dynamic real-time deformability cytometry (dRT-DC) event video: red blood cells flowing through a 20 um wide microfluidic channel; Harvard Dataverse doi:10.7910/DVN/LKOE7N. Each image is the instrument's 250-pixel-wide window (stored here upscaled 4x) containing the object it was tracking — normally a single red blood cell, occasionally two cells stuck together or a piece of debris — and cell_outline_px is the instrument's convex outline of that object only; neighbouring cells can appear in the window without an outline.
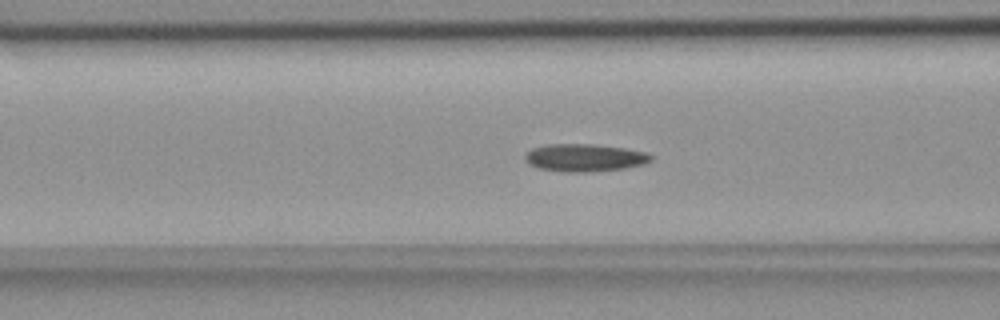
{"species": "common noctule bat (a hibernating species)", "species_latin": "Nyctalus noctula", "temperature_condition": "room temperature", "stored_images_in_passage": 40, "camera_frame_rate_fps": 3000, "um_per_image_px": 0.085, "animal": {"sex": "female", "body_mass_g": 18.4}, "frame": {"image": 1, "passage_image": 6, "time_ms": 1.667, "image_size_px": [1000, 320], "cell_outline_px": [[652, 160], [644, 164], [624, 168], [592, 172], [560, 172], [540, 168], [528, 164], [524, 160], [524, 156], [532, 148], [544, 144], [592, 144], [624, 148], [644, 152], [652, 156]], "centroid_in_image_um": [49.65, 13.41], "position_along_channel_um": 117.0, "area_um2": 20.35}}
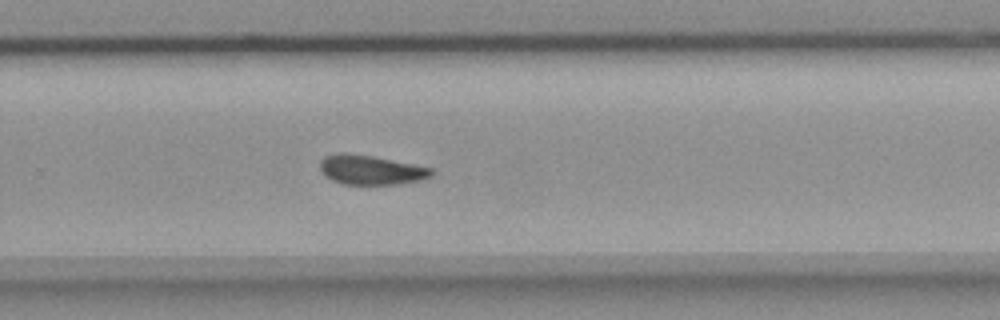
{"frame": {"image": 2, "passage_image": 21, "time_ms": 6.667, "image_size_px": [1000, 320], "cell_outline_px": [[432, 176], [420, 180], [396, 184], [344, 184], [332, 180], [320, 168], [320, 160], [324, 156], [336, 152], [348, 152], [372, 156], [432, 168]], "centroid_in_image_um": [31.49, 14.42], "position_along_channel_um": 298.3, "area_um2": 18.96}}
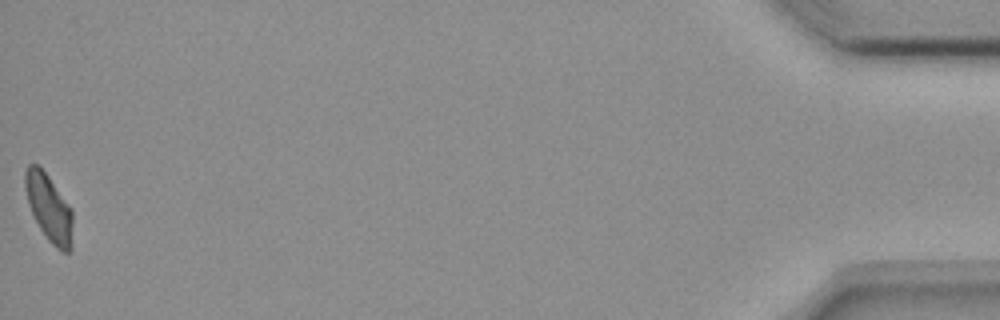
{"frame": {"image": 3, "passage_image": 40, "time_ms": 13.0, "image_size_px": [1000, 320], "cell_outline_px": [[72, 248], [68, 252], [60, 252], [48, 240], [40, 228], [28, 204], [24, 188], [24, 172], [28, 164], [36, 164], [48, 176], [72, 208]], "centroid_in_image_um": [4.16, 17.68], "position_along_channel_um": 431.0, "area_um2": 18.67}, "authors_computed_cell_mechanics": {"area_um2": 19.363, "velocity_mm_per_s": 3.6403, "shape_relaxation_time_tau1_ms": 9.2777, "shape_relaxation_time_tau2_ms": 5.7889, "deformation_change_tau1": 0.1672, "deformation_change_tau2": 0.123}}